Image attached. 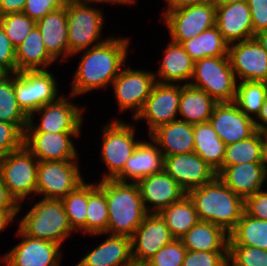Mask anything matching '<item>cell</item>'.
Masks as SVG:
<instances>
[{
    "label": "cell",
    "instance_id": "17",
    "mask_svg": "<svg viewBox=\"0 0 267 266\" xmlns=\"http://www.w3.org/2000/svg\"><path fill=\"white\" fill-rule=\"evenodd\" d=\"M227 55L237 82H267V53L255 38L230 43Z\"/></svg>",
    "mask_w": 267,
    "mask_h": 266
},
{
    "label": "cell",
    "instance_id": "48",
    "mask_svg": "<svg viewBox=\"0 0 267 266\" xmlns=\"http://www.w3.org/2000/svg\"><path fill=\"white\" fill-rule=\"evenodd\" d=\"M244 211L254 217L267 221V189L259 190L244 200Z\"/></svg>",
    "mask_w": 267,
    "mask_h": 266
},
{
    "label": "cell",
    "instance_id": "2",
    "mask_svg": "<svg viewBox=\"0 0 267 266\" xmlns=\"http://www.w3.org/2000/svg\"><path fill=\"white\" fill-rule=\"evenodd\" d=\"M108 205L106 234L132 237L148 214L137 182L116 179L97 180Z\"/></svg>",
    "mask_w": 267,
    "mask_h": 266
},
{
    "label": "cell",
    "instance_id": "1",
    "mask_svg": "<svg viewBox=\"0 0 267 266\" xmlns=\"http://www.w3.org/2000/svg\"><path fill=\"white\" fill-rule=\"evenodd\" d=\"M131 36L112 35L106 41L89 49L78 51L71 58H79L68 88L75 97L111 87L122 67L127 64L132 49ZM81 53V54H80ZM80 55V56H78Z\"/></svg>",
    "mask_w": 267,
    "mask_h": 266
},
{
    "label": "cell",
    "instance_id": "45",
    "mask_svg": "<svg viewBox=\"0 0 267 266\" xmlns=\"http://www.w3.org/2000/svg\"><path fill=\"white\" fill-rule=\"evenodd\" d=\"M24 145V133L15 125L0 121V159Z\"/></svg>",
    "mask_w": 267,
    "mask_h": 266
},
{
    "label": "cell",
    "instance_id": "29",
    "mask_svg": "<svg viewBox=\"0 0 267 266\" xmlns=\"http://www.w3.org/2000/svg\"><path fill=\"white\" fill-rule=\"evenodd\" d=\"M179 239L188 251H228L229 234L207 221L199 220Z\"/></svg>",
    "mask_w": 267,
    "mask_h": 266
},
{
    "label": "cell",
    "instance_id": "46",
    "mask_svg": "<svg viewBox=\"0 0 267 266\" xmlns=\"http://www.w3.org/2000/svg\"><path fill=\"white\" fill-rule=\"evenodd\" d=\"M68 0H26L23 13L37 21L46 14L62 8Z\"/></svg>",
    "mask_w": 267,
    "mask_h": 266
},
{
    "label": "cell",
    "instance_id": "40",
    "mask_svg": "<svg viewBox=\"0 0 267 266\" xmlns=\"http://www.w3.org/2000/svg\"><path fill=\"white\" fill-rule=\"evenodd\" d=\"M87 180V182H86ZM62 199L70 227L75 233L86 236V214L88 203V178Z\"/></svg>",
    "mask_w": 267,
    "mask_h": 266
},
{
    "label": "cell",
    "instance_id": "13",
    "mask_svg": "<svg viewBox=\"0 0 267 266\" xmlns=\"http://www.w3.org/2000/svg\"><path fill=\"white\" fill-rule=\"evenodd\" d=\"M79 164L78 160L39 161L36 196L62 200L85 181Z\"/></svg>",
    "mask_w": 267,
    "mask_h": 266
},
{
    "label": "cell",
    "instance_id": "21",
    "mask_svg": "<svg viewBox=\"0 0 267 266\" xmlns=\"http://www.w3.org/2000/svg\"><path fill=\"white\" fill-rule=\"evenodd\" d=\"M209 122L226 146L245 140L257 131L254 120L246 116L234 102L217 103Z\"/></svg>",
    "mask_w": 267,
    "mask_h": 266
},
{
    "label": "cell",
    "instance_id": "14",
    "mask_svg": "<svg viewBox=\"0 0 267 266\" xmlns=\"http://www.w3.org/2000/svg\"><path fill=\"white\" fill-rule=\"evenodd\" d=\"M19 243L0 257V266H61L64 252L60 245L25 235L15 229ZM3 263V264H2Z\"/></svg>",
    "mask_w": 267,
    "mask_h": 266
},
{
    "label": "cell",
    "instance_id": "59",
    "mask_svg": "<svg viewBox=\"0 0 267 266\" xmlns=\"http://www.w3.org/2000/svg\"><path fill=\"white\" fill-rule=\"evenodd\" d=\"M128 1L134 6V5L138 4L137 1H139V0H128Z\"/></svg>",
    "mask_w": 267,
    "mask_h": 266
},
{
    "label": "cell",
    "instance_id": "41",
    "mask_svg": "<svg viewBox=\"0 0 267 266\" xmlns=\"http://www.w3.org/2000/svg\"><path fill=\"white\" fill-rule=\"evenodd\" d=\"M0 24L16 49L36 26V21L23 12H16L0 16Z\"/></svg>",
    "mask_w": 267,
    "mask_h": 266
},
{
    "label": "cell",
    "instance_id": "58",
    "mask_svg": "<svg viewBox=\"0 0 267 266\" xmlns=\"http://www.w3.org/2000/svg\"><path fill=\"white\" fill-rule=\"evenodd\" d=\"M236 2H247V0H214L213 1L215 5H227V4H233Z\"/></svg>",
    "mask_w": 267,
    "mask_h": 266
},
{
    "label": "cell",
    "instance_id": "47",
    "mask_svg": "<svg viewBox=\"0 0 267 266\" xmlns=\"http://www.w3.org/2000/svg\"><path fill=\"white\" fill-rule=\"evenodd\" d=\"M0 73H17L15 48L0 24Z\"/></svg>",
    "mask_w": 267,
    "mask_h": 266
},
{
    "label": "cell",
    "instance_id": "12",
    "mask_svg": "<svg viewBox=\"0 0 267 266\" xmlns=\"http://www.w3.org/2000/svg\"><path fill=\"white\" fill-rule=\"evenodd\" d=\"M127 66L125 64L122 67L109 91L110 89L113 91L119 115L129 111L131 113L129 118L134 120L149 97L156 79L153 70L135 69L131 65Z\"/></svg>",
    "mask_w": 267,
    "mask_h": 266
},
{
    "label": "cell",
    "instance_id": "38",
    "mask_svg": "<svg viewBox=\"0 0 267 266\" xmlns=\"http://www.w3.org/2000/svg\"><path fill=\"white\" fill-rule=\"evenodd\" d=\"M267 96V82H237L234 103L248 117L255 120Z\"/></svg>",
    "mask_w": 267,
    "mask_h": 266
},
{
    "label": "cell",
    "instance_id": "10",
    "mask_svg": "<svg viewBox=\"0 0 267 266\" xmlns=\"http://www.w3.org/2000/svg\"><path fill=\"white\" fill-rule=\"evenodd\" d=\"M54 72L49 70L22 71L14 73V90L19 107L29 117L45 104L57 101L60 93Z\"/></svg>",
    "mask_w": 267,
    "mask_h": 266
},
{
    "label": "cell",
    "instance_id": "30",
    "mask_svg": "<svg viewBox=\"0 0 267 266\" xmlns=\"http://www.w3.org/2000/svg\"><path fill=\"white\" fill-rule=\"evenodd\" d=\"M17 72L49 70L57 63L46 51L41 32L35 26L15 49ZM51 67V68H50Z\"/></svg>",
    "mask_w": 267,
    "mask_h": 266
},
{
    "label": "cell",
    "instance_id": "39",
    "mask_svg": "<svg viewBox=\"0 0 267 266\" xmlns=\"http://www.w3.org/2000/svg\"><path fill=\"white\" fill-rule=\"evenodd\" d=\"M243 162H264L261 131L257 130L249 138L226 146L222 167Z\"/></svg>",
    "mask_w": 267,
    "mask_h": 266
},
{
    "label": "cell",
    "instance_id": "6",
    "mask_svg": "<svg viewBox=\"0 0 267 266\" xmlns=\"http://www.w3.org/2000/svg\"><path fill=\"white\" fill-rule=\"evenodd\" d=\"M99 8L100 6L76 0L66 2L69 61L72 62V54L98 45L111 36H103L106 17L104 7Z\"/></svg>",
    "mask_w": 267,
    "mask_h": 266
},
{
    "label": "cell",
    "instance_id": "25",
    "mask_svg": "<svg viewBox=\"0 0 267 266\" xmlns=\"http://www.w3.org/2000/svg\"><path fill=\"white\" fill-rule=\"evenodd\" d=\"M163 55L157 70L156 82L164 84H190L194 61L179 43L168 40L162 48Z\"/></svg>",
    "mask_w": 267,
    "mask_h": 266
},
{
    "label": "cell",
    "instance_id": "43",
    "mask_svg": "<svg viewBox=\"0 0 267 266\" xmlns=\"http://www.w3.org/2000/svg\"><path fill=\"white\" fill-rule=\"evenodd\" d=\"M187 249L180 239H173L162 247L143 266H182Z\"/></svg>",
    "mask_w": 267,
    "mask_h": 266
},
{
    "label": "cell",
    "instance_id": "36",
    "mask_svg": "<svg viewBox=\"0 0 267 266\" xmlns=\"http://www.w3.org/2000/svg\"><path fill=\"white\" fill-rule=\"evenodd\" d=\"M29 117L19 107L14 90V73L0 74V121L15 124L23 133Z\"/></svg>",
    "mask_w": 267,
    "mask_h": 266
},
{
    "label": "cell",
    "instance_id": "50",
    "mask_svg": "<svg viewBox=\"0 0 267 266\" xmlns=\"http://www.w3.org/2000/svg\"><path fill=\"white\" fill-rule=\"evenodd\" d=\"M20 204L10 194L0 175V208L6 209L14 218L19 214Z\"/></svg>",
    "mask_w": 267,
    "mask_h": 266
},
{
    "label": "cell",
    "instance_id": "37",
    "mask_svg": "<svg viewBox=\"0 0 267 266\" xmlns=\"http://www.w3.org/2000/svg\"><path fill=\"white\" fill-rule=\"evenodd\" d=\"M108 226V205L105 192L97 182H88V203L86 214V237L105 234Z\"/></svg>",
    "mask_w": 267,
    "mask_h": 266
},
{
    "label": "cell",
    "instance_id": "18",
    "mask_svg": "<svg viewBox=\"0 0 267 266\" xmlns=\"http://www.w3.org/2000/svg\"><path fill=\"white\" fill-rule=\"evenodd\" d=\"M173 239L175 238L159 213H148L131 237L134 265H144Z\"/></svg>",
    "mask_w": 267,
    "mask_h": 266
},
{
    "label": "cell",
    "instance_id": "54",
    "mask_svg": "<svg viewBox=\"0 0 267 266\" xmlns=\"http://www.w3.org/2000/svg\"><path fill=\"white\" fill-rule=\"evenodd\" d=\"M14 221L16 223V219L6 209L0 208V234L7 230L8 226L11 227Z\"/></svg>",
    "mask_w": 267,
    "mask_h": 266
},
{
    "label": "cell",
    "instance_id": "35",
    "mask_svg": "<svg viewBox=\"0 0 267 266\" xmlns=\"http://www.w3.org/2000/svg\"><path fill=\"white\" fill-rule=\"evenodd\" d=\"M228 245H246L267 250V221L254 218L245 211L229 233Z\"/></svg>",
    "mask_w": 267,
    "mask_h": 266
},
{
    "label": "cell",
    "instance_id": "15",
    "mask_svg": "<svg viewBox=\"0 0 267 266\" xmlns=\"http://www.w3.org/2000/svg\"><path fill=\"white\" fill-rule=\"evenodd\" d=\"M181 84L156 82L140 113L133 120L146 124L148 136L157 127L178 119Z\"/></svg>",
    "mask_w": 267,
    "mask_h": 266
},
{
    "label": "cell",
    "instance_id": "52",
    "mask_svg": "<svg viewBox=\"0 0 267 266\" xmlns=\"http://www.w3.org/2000/svg\"><path fill=\"white\" fill-rule=\"evenodd\" d=\"M165 1V8H182L204 2H213L214 0H160Z\"/></svg>",
    "mask_w": 267,
    "mask_h": 266
},
{
    "label": "cell",
    "instance_id": "19",
    "mask_svg": "<svg viewBox=\"0 0 267 266\" xmlns=\"http://www.w3.org/2000/svg\"><path fill=\"white\" fill-rule=\"evenodd\" d=\"M163 169L188 193L211 182L216 172L195 152L164 157Z\"/></svg>",
    "mask_w": 267,
    "mask_h": 266
},
{
    "label": "cell",
    "instance_id": "49",
    "mask_svg": "<svg viewBox=\"0 0 267 266\" xmlns=\"http://www.w3.org/2000/svg\"><path fill=\"white\" fill-rule=\"evenodd\" d=\"M250 8L253 38L254 35L263 31H267V0H247Z\"/></svg>",
    "mask_w": 267,
    "mask_h": 266
},
{
    "label": "cell",
    "instance_id": "3",
    "mask_svg": "<svg viewBox=\"0 0 267 266\" xmlns=\"http://www.w3.org/2000/svg\"><path fill=\"white\" fill-rule=\"evenodd\" d=\"M200 221L222 227L228 234L236 227L244 212V200L216 176L211 182L190 190Z\"/></svg>",
    "mask_w": 267,
    "mask_h": 266
},
{
    "label": "cell",
    "instance_id": "4",
    "mask_svg": "<svg viewBox=\"0 0 267 266\" xmlns=\"http://www.w3.org/2000/svg\"><path fill=\"white\" fill-rule=\"evenodd\" d=\"M37 198L30 199L28 204L31 207L25 209V215H17L16 225L27 236L51 241L62 247L75 234L62 200Z\"/></svg>",
    "mask_w": 267,
    "mask_h": 266
},
{
    "label": "cell",
    "instance_id": "23",
    "mask_svg": "<svg viewBox=\"0 0 267 266\" xmlns=\"http://www.w3.org/2000/svg\"><path fill=\"white\" fill-rule=\"evenodd\" d=\"M216 174L243 200L265 188V185L267 187V168L264 162H243L222 167Z\"/></svg>",
    "mask_w": 267,
    "mask_h": 266
},
{
    "label": "cell",
    "instance_id": "22",
    "mask_svg": "<svg viewBox=\"0 0 267 266\" xmlns=\"http://www.w3.org/2000/svg\"><path fill=\"white\" fill-rule=\"evenodd\" d=\"M104 236L99 244L84 251L85 254L75 266H133L131 238L127 236L96 234Z\"/></svg>",
    "mask_w": 267,
    "mask_h": 266
},
{
    "label": "cell",
    "instance_id": "34",
    "mask_svg": "<svg viewBox=\"0 0 267 266\" xmlns=\"http://www.w3.org/2000/svg\"><path fill=\"white\" fill-rule=\"evenodd\" d=\"M159 215L175 239L182 237L199 221L195 205L187 194L180 201L162 209Z\"/></svg>",
    "mask_w": 267,
    "mask_h": 266
},
{
    "label": "cell",
    "instance_id": "20",
    "mask_svg": "<svg viewBox=\"0 0 267 266\" xmlns=\"http://www.w3.org/2000/svg\"><path fill=\"white\" fill-rule=\"evenodd\" d=\"M137 184L148 213H159L187 194L164 169L140 178Z\"/></svg>",
    "mask_w": 267,
    "mask_h": 266
},
{
    "label": "cell",
    "instance_id": "57",
    "mask_svg": "<svg viewBox=\"0 0 267 266\" xmlns=\"http://www.w3.org/2000/svg\"><path fill=\"white\" fill-rule=\"evenodd\" d=\"M261 137H262V144H263L264 163L267 168V129L261 130Z\"/></svg>",
    "mask_w": 267,
    "mask_h": 266
},
{
    "label": "cell",
    "instance_id": "32",
    "mask_svg": "<svg viewBox=\"0 0 267 266\" xmlns=\"http://www.w3.org/2000/svg\"><path fill=\"white\" fill-rule=\"evenodd\" d=\"M194 152L216 173L222 168L226 144L218 137L211 123L193 125Z\"/></svg>",
    "mask_w": 267,
    "mask_h": 266
},
{
    "label": "cell",
    "instance_id": "42",
    "mask_svg": "<svg viewBox=\"0 0 267 266\" xmlns=\"http://www.w3.org/2000/svg\"><path fill=\"white\" fill-rule=\"evenodd\" d=\"M228 266H267V250L246 245H228Z\"/></svg>",
    "mask_w": 267,
    "mask_h": 266
},
{
    "label": "cell",
    "instance_id": "51",
    "mask_svg": "<svg viewBox=\"0 0 267 266\" xmlns=\"http://www.w3.org/2000/svg\"><path fill=\"white\" fill-rule=\"evenodd\" d=\"M26 0H0V16L23 12Z\"/></svg>",
    "mask_w": 267,
    "mask_h": 266
},
{
    "label": "cell",
    "instance_id": "56",
    "mask_svg": "<svg viewBox=\"0 0 267 266\" xmlns=\"http://www.w3.org/2000/svg\"><path fill=\"white\" fill-rule=\"evenodd\" d=\"M254 38L267 53V31L255 34Z\"/></svg>",
    "mask_w": 267,
    "mask_h": 266
},
{
    "label": "cell",
    "instance_id": "5",
    "mask_svg": "<svg viewBox=\"0 0 267 266\" xmlns=\"http://www.w3.org/2000/svg\"><path fill=\"white\" fill-rule=\"evenodd\" d=\"M112 117L111 120L101 128L100 134V162L106 167L100 180L115 179L125 167L129 157L134 153L143 136L138 138L137 126L133 120ZM138 138V139H137Z\"/></svg>",
    "mask_w": 267,
    "mask_h": 266
},
{
    "label": "cell",
    "instance_id": "24",
    "mask_svg": "<svg viewBox=\"0 0 267 266\" xmlns=\"http://www.w3.org/2000/svg\"><path fill=\"white\" fill-rule=\"evenodd\" d=\"M48 54L60 64L69 62L68 22L66 5L36 21Z\"/></svg>",
    "mask_w": 267,
    "mask_h": 266
},
{
    "label": "cell",
    "instance_id": "7",
    "mask_svg": "<svg viewBox=\"0 0 267 266\" xmlns=\"http://www.w3.org/2000/svg\"><path fill=\"white\" fill-rule=\"evenodd\" d=\"M73 98V99H72ZM78 97L62 95L57 101L45 104L33 112L28 119L25 132L82 133L86 123L85 106L72 102ZM39 115V116H38ZM84 115V116H83ZM36 116L39 118H36ZM36 118V119H35ZM36 120V121H35Z\"/></svg>",
    "mask_w": 267,
    "mask_h": 266
},
{
    "label": "cell",
    "instance_id": "53",
    "mask_svg": "<svg viewBox=\"0 0 267 266\" xmlns=\"http://www.w3.org/2000/svg\"><path fill=\"white\" fill-rule=\"evenodd\" d=\"M256 130L267 129V96L258 117L254 120Z\"/></svg>",
    "mask_w": 267,
    "mask_h": 266
},
{
    "label": "cell",
    "instance_id": "44",
    "mask_svg": "<svg viewBox=\"0 0 267 266\" xmlns=\"http://www.w3.org/2000/svg\"><path fill=\"white\" fill-rule=\"evenodd\" d=\"M182 266H228V251H186Z\"/></svg>",
    "mask_w": 267,
    "mask_h": 266
},
{
    "label": "cell",
    "instance_id": "33",
    "mask_svg": "<svg viewBox=\"0 0 267 266\" xmlns=\"http://www.w3.org/2000/svg\"><path fill=\"white\" fill-rule=\"evenodd\" d=\"M181 45L194 62L206 57L228 56L229 44L216 25L183 41Z\"/></svg>",
    "mask_w": 267,
    "mask_h": 266
},
{
    "label": "cell",
    "instance_id": "16",
    "mask_svg": "<svg viewBox=\"0 0 267 266\" xmlns=\"http://www.w3.org/2000/svg\"><path fill=\"white\" fill-rule=\"evenodd\" d=\"M82 133L25 132L24 146L38 161L79 160L80 153L76 145ZM75 139V140H74ZM75 142V143H74Z\"/></svg>",
    "mask_w": 267,
    "mask_h": 266
},
{
    "label": "cell",
    "instance_id": "27",
    "mask_svg": "<svg viewBox=\"0 0 267 266\" xmlns=\"http://www.w3.org/2000/svg\"><path fill=\"white\" fill-rule=\"evenodd\" d=\"M148 137L165 156L194 152L193 124L174 120L153 130Z\"/></svg>",
    "mask_w": 267,
    "mask_h": 266
},
{
    "label": "cell",
    "instance_id": "26",
    "mask_svg": "<svg viewBox=\"0 0 267 266\" xmlns=\"http://www.w3.org/2000/svg\"><path fill=\"white\" fill-rule=\"evenodd\" d=\"M216 26L228 44L253 38V25L247 2L216 5Z\"/></svg>",
    "mask_w": 267,
    "mask_h": 266
},
{
    "label": "cell",
    "instance_id": "31",
    "mask_svg": "<svg viewBox=\"0 0 267 266\" xmlns=\"http://www.w3.org/2000/svg\"><path fill=\"white\" fill-rule=\"evenodd\" d=\"M217 102L204 90L181 85L178 119L190 124L208 122Z\"/></svg>",
    "mask_w": 267,
    "mask_h": 266
},
{
    "label": "cell",
    "instance_id": "8",
    "mask_svg": "<svg viewBox=\"0 0 267 266\" xmlns=\"http://www.w3.org/2000/svg\"><path fill=\"white\" fill-rule=\"evenodd\" d=\"M38 159L23 145L0 159V175L6 188L20 204L36 197ZM29 199V200H28Z\"/></svg>",
    "mask_w": 267,
    "mask_h": 266
},
{
    "label": "cell",
    "instance_id": "55",
    "mask_svg": "<svg viewBox=\"0 0 267 266\" xmlns=\"http://www.w3.org/2000/svg\"><path fill=\"white\" fill-rule=\"evenodd\" d=\"M76 1H80V2H85L88 4H92L94 6H101L102 5H122V6H132V4L128 1V0H76ZM100 4V5H99Z\"/></svg>",
    "mask_w": 267,
    "mask_h": 266
},
{
    "label": "cell",
    "instance_id": "28",
    "mask_svg": "<svg viewBox=\"0 0 267 266\" xmlns=\"http://www.w3.org/2000/svg\"><path fill=\"white\" fill-rule=\"evenodd\" d=\"M146 139L144 138L140 142L134 153L129 157L124 170L115 178L116 180L137 182L140 178L163 169L164 158L162 152L148 136Z\"/></svg>",
    "mask_w": 267,
    "mask_h": 266
},
{
    "label": "cell",
    "instance_id": "11",
    "mask_svg": "<svg viewBox=\"0 0 267 266\" xmlns=\"http://www.w3.org/2000/svg\"><path fill=\"white\" fill-rule=\"evenodd\" d=\"M161 13L158 20L165 24L170 40L179 44L216 25V5L213 2L165 8Z\"/></svg>",
    "mask_w": 267,
    "mask_h": 266
},
{
    "label": "cell",
    "instance_id": "9",
    "mask_svg": "<svg viewBox=\"0 0 267 266\" xmlns=\"http://www.w3.org/2000/svg\"><path fill=\"white\" fill-rule=\"evenodd\" d=\"M190 85L204 90L217 103L234 102L237 80L228 56L195 61Z\"/></svg>",
    "mask_w": 267,
    "mask_h": 266
}]
</instances>
